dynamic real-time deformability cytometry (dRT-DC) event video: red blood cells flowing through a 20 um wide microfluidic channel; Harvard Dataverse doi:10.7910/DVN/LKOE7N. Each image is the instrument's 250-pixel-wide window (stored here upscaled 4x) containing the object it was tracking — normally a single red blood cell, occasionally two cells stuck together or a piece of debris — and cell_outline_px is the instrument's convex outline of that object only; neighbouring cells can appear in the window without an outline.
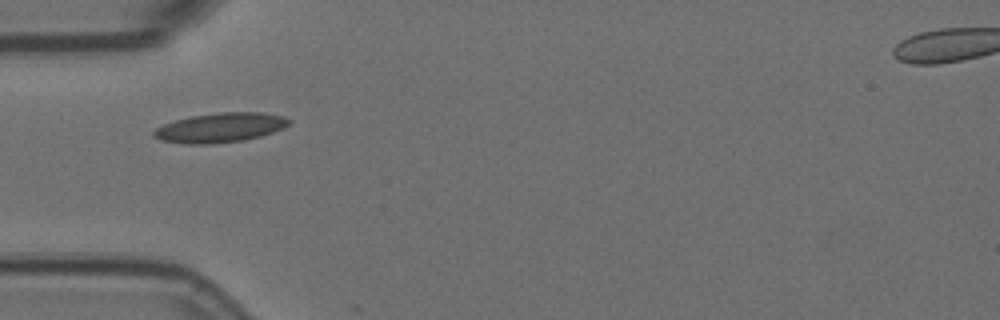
{"species": "Egyptian fruit bat (a non-hibernating species)", "species_latin": "Rousettus aegyptiacus", "temperature_condition": "room temperature", "stored_images_in_passage": 6, "camera_frame_rate_fps": 3000, "um_per_image_px": 0.085, "animal": {"sex": "female"}, "frame": {"image": 1, "passage_image": 1, "time_ms": 0.0, "image_size_px": [1000, 320], "cell_outline_px": [[292, 120], [288, 124], [272, 132], [260, 136], [244, 140], [212, 144], [188, 144], [160, 140], [152, 136], [152, 132], [156, 128], [164, 124], [176, 120], [192, 116], [220, 112], [264, 112], [284, 116]], "centroid_in_image_um": [18.7, 10.85], "position_along_channel_um": 66.3, "area_um2": 23.18}}
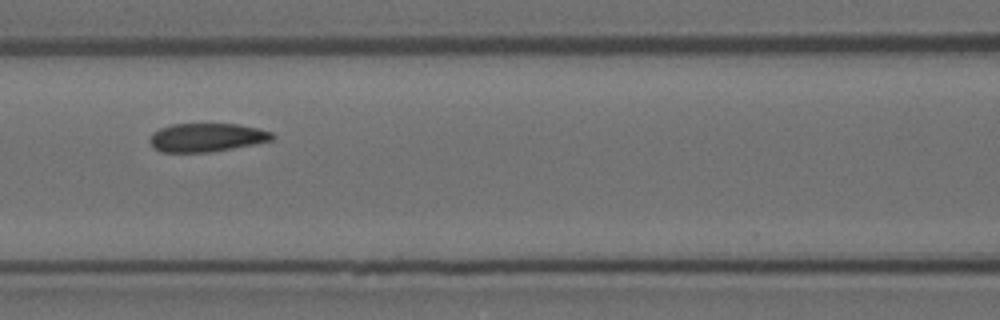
{"frame": {"image": 2, "passage_image": 3, "time_ms": 0.667, "image_size_px": [1000, 320], "cell_outline_px": [[276, 136], [272, 140], [252, 144], [208, 152], [160, 152], [152, 148], [148, 140], [152, 132], [160, 128], [172, 124], [236, 124], [260, 128], [272, 132]], "centroid_in_image_um": [17.52, 11.68], "position_along_channel_um": 149.1, "area_um2": 20.4}}
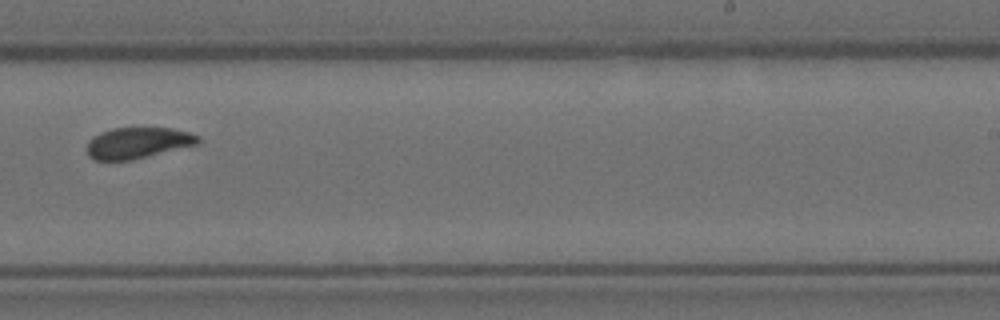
{"frame": {"image": 3, "passage_image": 6, "time_ms": 1.667, "image_size_px": [1000, 320], "cell_outline_px": [[200, 144], [132, 160], [92, 160], [88, 156], [88, 140], [92, 136], [100, 132], [112, 128], [172, 128], [188, 132], [200, 136]], "centroid_in_image_um": [11.72, 12.15], "position_along_channel_um": 277.3, "area_um2": 20.35}}